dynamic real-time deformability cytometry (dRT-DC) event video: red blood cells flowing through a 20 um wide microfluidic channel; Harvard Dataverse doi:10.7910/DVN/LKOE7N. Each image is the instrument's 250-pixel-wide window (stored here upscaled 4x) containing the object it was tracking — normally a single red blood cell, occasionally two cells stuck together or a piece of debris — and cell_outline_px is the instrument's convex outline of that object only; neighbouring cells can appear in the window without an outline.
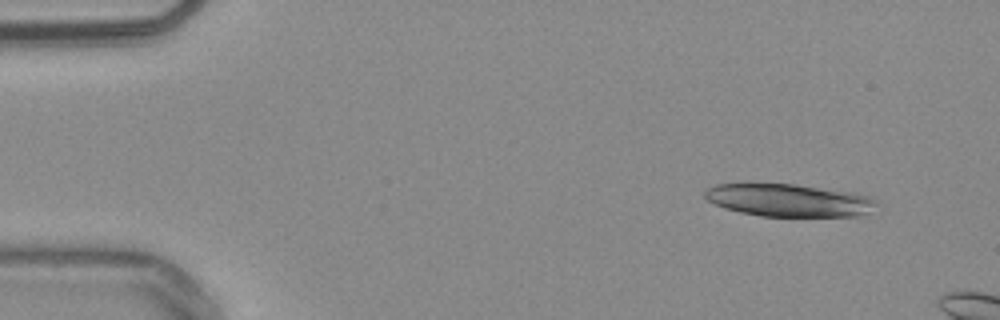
{"species": "common noctule bat (a hibernating species)", "species_latin": "Nyctalus noctula", "temperature_condition": "warm", "stored_images_in_passage": 10, "camera_frame_rate_fps": 3000, "um_per_image_px": 0.085, "animal": {"sex": "male", "body_mass_g": 20.4}, "frame": {"image": 1, "passage_image": 5, "time_ms": 1.333, "image_size_px": [1000, 320], "cell_outline_px": [[876, 204], [864, 212], [856, 216], [760, 216], [740, 212], [724, 208], [708, 200], [704, 196], [704, 188], [716, 184], [796, 184], [852, 192], [868, 196]], "centroid_in_image_um": [66.95, 17.01], "position_along_channel_um": 18.1, "area_um2": 32.19}}